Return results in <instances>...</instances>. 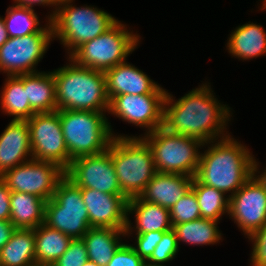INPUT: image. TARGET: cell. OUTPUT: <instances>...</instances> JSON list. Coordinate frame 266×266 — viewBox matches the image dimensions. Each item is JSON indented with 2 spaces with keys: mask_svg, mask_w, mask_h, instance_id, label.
<instances>
[{
  "mask_svg": "<svg viewBox=\"0 0 266 266\" xmlns=\"http://www.w3.org/2000/svg\"><path fill=\"white\" fill-rule=\"evenodd\" d=\"M209 84L202 83L178 100L167 91L163 128L174 134L196 138L203 143L230 136L226 127L231 120V108L217 100Z\"/></svg>",
  "mask_w": 266,
  "mask_h": 266,
  "instance_id": "obj_1",
  "label": "cell"
},
{
  "mask_svg": "<svg viewBox=\"0 0 266 266\" xmlns=\"http://www.w3.org/2000/svg\"><path fill=\"white\" fill-rule=\"evenodd\" d=\"M203 145L210 146L200 153L195 175L202 184L229 193L230 197L253 176L254 155L231 135Z\"/></svg>",
  "mask_w": 266,
  "mask_h": 266,
  "instance_id": "obj_2",
  "label": "cell"
},
{
  "mask_svg": "<svg viewBox=\"0 0 266 266\" xmlns=\"http://www.w3.org/2000/svg\"><path fill=\"white\" fill-rule=\"evenodd\" d=\"M69 63L53 70L57 110L108 112L106 76L103 71Z\"/></svg>",
  "mask_w": 266,
  "mask_h": 266,
  "instance_id": "obj_3",
  "label": "cell"
},
{
  "mask_svg": "<svg viewBox=\"0 0 266 266\" xmlns=\"http://www.w3.org/2000/svg\"><path fill=\"white\" fill-rule=\"evenodd\" d=\"M60 123L72 160L100 154L108 149L113 137H128L113 132L106 112L59 109Z\"/></svg>",
  "mask_w": 266,
  "mask_h": 266,
  "instance_id": "obj_4",
  "label": "cell"
},
{
  "mask_svg": "<svg viewBox=\"0 0 266 266\" xmlns=\"http://www.w3.org/2000/svg\"><path fill=\"white\" fill-rule=\"evenodd\" d=\"M73 1L58 3L51 20L53 40H60L67 48L68 56L85 42L105 33L118 21L104 10L88 5L76 7Z\"/></svg>",
  "mask_w": 266,
  "mask_h": 266,
  "instance_id": "obj_5",
  "label": "cell"
},
{
  "mask_svg": "<svg viewBox=\"0 0 266 266\" xmlns=\"http://www.w3.org/2000/svg\"><path fill=\"white\" fill-rule=\"evenodd\" d=\"M111 158L121 191L128 199L140 196L157 173L151 148L140 135L113 137Z\"/></svg>",
  "mask_w": 266,
  "mask_h": 266,
  "instance_id": "obj_6",
  "label": "cell"
},
{
  "mask_svg": "<svg viewBox=\"0 0 266 266\" xmlns=\"http://www.w3.org/2000/svg\"><path fill=\"white\" fill-rule=\"evenodd\" d=\"M140 36L117 21L105 33L79 46L70 56L76 64L105 72L117 64L126 62L137 48Z\"/></svg>",
  "mask_w": 266,
  "mask_h": 266,
  "instance_id": "obj_7",
  "label": "cell"
},
{
  "mask_svg": "<svg viewBox=\"0 0 266 266\" xmlns=\"http://www.w3.org/2000/svg\"><path fill=\"white\" fill-rule=\"evenodd\" d=\"M141 137L151 148L157 172L195 177L204 146L201 140L168 132L163 127Z\"/></svg>",
  "mask_w": 266,
  "mask_h": 266,
  "instance_id": "obj_8",
  "label": "cell"
},
{
  "mask_svg": "<svg viewBox=\"0 0 266 266\" xmlns=\"http://www.w3.org/2000/svg\"><path fill=\"white\" fill-rule=\"evenodd\" d=\"M44 224L72 239H81L91 228L81 188L64 176L53 197L45 203Z\"/></svg>",
  "mask_w": 266,
  "mask_h": 266,
  "instance_id": "obj_9",
  "label": "cell"
},
{
  "mask_svg": "<svg viewBox=\"0 0 266 266\" xmlns=\"http://www.w3.org/2000/svg\"><path fill=\"white\" fill-rule=\"evenodd\" d=\"M46 22L37 33L8 38L0 47V72L6 76L38 72L35 68L53 41L51 21Z\"/></svg>",
  "mask_w": 266,
  "mask_h": 266,
  "instance_id": "obj_10",
  "label": "cell"
},
{
  "mask_svg": "<svg viewBox=\"0 0 266 266\" xmlns=\"http://www.w3.org/2000/svg\"><path fill=\"white\" fill-rule=\"evenodd\" d=\"M27 123L33 159L55 163L66 171L69 167V153L59 112L35 113Z\"/></svg>",
  "mask_w": 266,
  "mask_h": 266,
  "instance_id": "obj_11",
  "label": "cell"
},
{
  "mask_svg": "<svg viewBox=\"0 0 266 266\" xmlns=\"http://www.w3.org/2000/svg\"><path fill=\"white\" fill-rule=\"evenodd\" d=\"M64 176L65 171L57 164L32 158L6 171L0 178L11 191L35 195L47 202Z\"/></svg>",
  "mask_w": 266,
  "mask_h": 266,
  "instance_id": "obj_12",
  "label": "cell"
},
{
  "mask_svg": "<svg viewBox=\"0 0 266 266\" xmlns=\"http://www.w3.org/2000/svg\"><path fill=\"white\" fill-rule=\"evenodd\" d=\"M165 96L166 93L117 95L109 101L108 114L146 128L144 134H147L163 127Z\"/></svg>",
  "mask_w": 266,
  "mask_h": 266,
  "instance_id": "obj_13",
  "label": "cell"
},
{
  "mask_svg": "<svg viewBox=\"0 0 266 266\" xmlns=\"http://www.w3.org/2000/svg\"><path fill=\"white\" fill-rule=\"evenodd\" d=\"M65 176L80 188L108 194H123L111 158V142L100 154L82 156L71 161Z\"/></svg>",
  "mask_w": 266,
  "mask_h": 266,
  "instance_id": "obj_14",
  "label": "cell"
},
{
  "mask_svg": "<svg viewBox=\"0 0 266 266\" xmlns=\"http://www.w3.org/2000/svg\"><path fill=\"white\" fill-rule=\"evenodd\" d=\"M229 216L247 238L266 224V189L254 175L230 196Z\"/></svg>",
  "mask_w": 266,
  "mask_h": 266,
  "instance_id": "obj_15",
  "label": "cell"
},
{
  "mask_svg": "<svg viewBox=\"0 0 266 266\" xmlns=\"http://www.w3.org/2000/svg\"><path fill=\"white\" fill-rule=\"evenodd\" d=\"M81 194L91 227L126 230L129 199L124 194H108L91 188H81Z\"/></svg>",
  "mask_w": 266,
  "mask_h": 266,
  "instance_id": "obj_16",
  "label": "cell"
},
{
  "mask_svg": "<svg viewBox=\"0 0 266 266\" xmlns=\"http://www.w3.org/2000/svg\"><path fill=\"white\" fill-rule=\"evenodd\" d=\"M106 93L109 101L117 95L167 93L166 89L150 79L145 72L127 61L106 70Z\"/></svg>",
  "mask_w": 266,
  "mask_h": 266,
  "instance_id": "obj_17",
  "label": "cell"
},
{
  "mask_svg": "<svg viewBox=\"0 0 266 266\" xmlns=\"http://www.w3.org/2000/svg\"><path fill=\"white\" fill-rule=\"evenodd\" d=\"M32 158L27 120H11L0 134V176Z\"/></svg>",
  "mask_w": 266,
  "mask_h": 266,
  "instance_id": "obj_18",
  "label": "cell"
},
{
  "mask_svg": "<svg viewBox=\"0 0 266 266\" xmlns=\"http://www.w3.org/2000/svg\"><path fill=\"white\" fill-rule=\"evenodd\" d=\"M193 178L183 174L157 172L139 197L170 210L191 189Z\"/></svg>",
  "mask_w": 266,
  "mask_h": 266,
  "instance_id": "obj_19",
  "label": "cell"
},
{
  "mask_svg": "<svg viewBox=\"0 0 266 266\" xmlns=\"http://www.w3.org/2000/svg\"><path fill=\"white\" fill-rule=\"evenodd\" d=\"M130 214L135 216V225L129 219ZM133 226V227H132ZM172 229L170 210L160 205L146 202L139 196L130 198L127 202L126 236L148 232H167Z\"/></svg>",
  "mask_w": 266,
  "mask_h": 266,
  "instance_id": "obj_20",
  "label": "cell"
},
{
  "mask_svg": "<svg viewBox=\"0 0 266 266\" xmlns=\"http://www.w3.org/2000/svg\"><path fill=\"white\" fill-rule=\"evenodd\" d=\"M262 25L248 22L232 30L226 48L239 60H251L266 55V31Z\"/></svg>",
  "mask_w": 266,
  "mask_h": 266,
  "instance_id": "obj_21",
  "label": "cell"
},
{
  "mask_svg": "<svg viewBox=\"0 0 266 266\" xmlns=\"http://www.w3.org/2000/svg\"><path fill=\"white\" fill-rule=\"evenodd\" d=\"M24 90L35 113L57 111L55 78L52 71L24 74Z\"/></svg>",
  "mask_w": 266,
  "mask_h": 266,
  "instance_id": "obj_22",
  "label": "cell"
},
{
  "mask_svg": "<svg viewBox=\"0 0 266 266\" xmlns=\"http://www.w3.org/2000/svg\"><path fill=\"white\" fill-rule=\"evenodd\" d=\"M122 236L126 237L125 230L91 227L82 237L88 259L98 266H107L115 252L124 243Z\"/></svg>",
  "mask_w": 266,
  "mask_h": 266,
  "instance_id": "obj_23",
  "label": "cell"
},
{
  "mask_svg": "<svg viewBox=\"0 0 266 266\" xmlns=\"http://www.w3.org/2000/svg\"><path fill=\"white\" fill-rule=\"evenodd\" d=\"M46 201L24 192L11 191L10 222L16 229H35L44 223Z\"/></svg>",
  "mask_w": 266,
  "mask_h": 266,
  "instance_id": "obj_24",
  "label": "cell"
},
{
  "mask_svg": "<svg viewBox=\"0 0 266 266\" xmlns=\"http://www.w3.org/2000/svg\"><path fill=\"white\" fill-rule=\"evenodd\" d=\"M34 229H15L0 250V266H35Z\"/></svg>",
  "mask_w": 266,
  "mask_h": 266,
  "instance_id": "obj_25",
  "label": "cell"
},
{
  "mask_svg": "<svg viewBox=\"0 0 266 266\" xmlns=\"http://www.w3.org/2000/svg\"><path fill=\"white\" fill-rule=\"evenodd\" d=\"M36 265L52 266L68 249L72 238L44 223L34 229Z\"/></svg>",
  "mask_w": 266,
  "mask_h": 266,
  "instance_id": "obj_26",
  "label": "cell"
},
{
  "mask_svg": "<svg viewBox=\"0 0 266 266\" xmlns=\"http://www.w3.org/2000/svg\"><path fill=\"white\" fill-rule=\"evenodd\" d=\"M6 77L0 94L2 112L14 116L12 120L30 119L35 112L31 109L24 90V74Z\"/></svg>",
  "mask_w": 266,
  "mask_h": 266,
  "instance_id": "obj_27",
  "label": "cell"
},
{
  "mask_svg": "<svg viewBox=\"0 0 266 266\" xmlns=\"http://www.w3.org/2000/svg\"><path fill=\"white\" fill-rule=\"evenodd\" d=\"M218 223L220 222L198 218L172 226V229L175 232L178 245L180 242H185V244L193 246H207L220 243V240L222 241L223 237Z\"/></svg>",
  "mask_w": 266,
  "mask_h": 266,
  "instance_id": "obj_28",
  "label": "cell"
},
{
  "mask_svg": "<svg viewBox=\"0 0 266 266\" xmlns=\"http://www.w3.org/2000/svg\"><path fill=\"white\" fill-rule=\"evenodd\" d=\"M191 189L195 192L201 212V218L220 221L222 215H229V195L202 184L196 177L193 178ZM228 196V197H227Z\"/></svg>",
  "mask_w": 266,
  "mask_h": 266,
  "instance_id": "obj_29",
  "label": "cell"
},
{
  "mask_svg": "<svg viewBox=\"0 0 266 266\" xmlns=\"http://www.w3.org/2000/svg\"><path fill=\"white\" fill-rule=\"evenodd\" d=\"M3 18L8 37H23L39 32L44 26L34 9L17 5L9 6Z\"/></svg>",
  "mask_w": 266,
  "mask_h": 266,
  "instance_id": "obj_30",
  "label": "cell"
},
{
  "mask_svg": "<svg viewBox=\"0 0 266 266\" xmlns=\"http://www.w3.org/2000/svg\"><path fill=\"white\" fill-rule=\"evenodd\" d=\"M201 218L200 208L195 192L190 189L182 198L170 209V219L172 226L180 223L193 221Z\"/></svg>",
  "mask_w": 266,
  "mask_h": 266,
  "instance_id": "obj_31",
  "label": "cell"
},
{
  "mask_svg": "<svg viewBox=\"0 0 266 266\" xmlns=\"http://www.w3.org/2000/svg\"><path fill=\"white\" fill-rule=\"evenodd\" d=\"M179 249L175 232L171 229L163 234L161 241L157 244L146 263L156 266H166L164 263L175 259Z\"/></svg>",
  "mask_w": 266,
  "mask_h": 266,
  "instance_id": "obj_32",
  "label": "cell"
},
{
  "mask_svg": "<svg viewBox=\"0 0 266 266\" xmlns=\"http://www.w3.org/2000/svg\"><path fill=\"white\" fill-rule=\"evenodd\" d=\"M89 260L83 239H72L68 249L52 266H83Z\"/></svg>",
  "mask_w": 266,
  "mask_h": 266,
  "instance_id": "obj_33",
  "label": "cell"
},
{
  "mask_svg": "<svg viewBox=\"0 0 266 266\" xmlns=\"http://www.w3.org/2000/svg\"><path fill=\"white\" fill-rule=\"evenodd\" d=\"M165 232H148L136 234L135 245L131 244L135 252L146 262L155 250L157 244L161 241Z\"/></svg>",
  "mask_w": 266,
  "mask_h": 266,
  "instance_id": "obj_34",
  "label": "cell"
},
{
  "mask_svg": "<svg viewBox=\"0 0 266 266\" xmlns=\"http://www.w3.org/2000/svg\"><path fill=\"white\" fill-rule=\"evenodd\" d=\"M145 263L131 244L124 242L115 252L107 266H143Z\"/></svg>",
  "mask_w": 266,
  "mask_h": 266,
  "instance_id": "obj_35",
  "label": "cell"
},
{
  "mask_svg": "<svg viewBox=\"0 0 266 266\" xmlns=\"http://www.w3.org/2000/svg\"><path fill=\"white\" fill-rule=\"evenodd\" d=\"M252 241L251 266L266 265V224L249 238Z\"/></svg>",
  "mask_w": 266,
  "mask_h": 266,
  "instance_id": "obj_36",
  "label": "cell"
},
{
  "mask_svg": "<svg viewBox=\"0 0 266 266\" xmlns=\"http://www.w3.org/2000/svg\"><path fill=\"white\" fill-rule=\"evenodd\" d=\"M10 196L11 190L0 178V220L10 221Z\"/></svg>",
  "mask_w": 266,
  "mask_h": 266,
  "instance_id": "obj_37",
  "label": "cell"
},
{
  "mask_svg": "<svg viewBox=\"0 0 266 266\" xmlns=\"http://www.w3.org/2000/svg\"><path fill=\"white\" fill-rule=\"evenodd\" d=\"M14 1V5H17V6H21V7H26V8H30V9H34L33 7L35 5H43V6H55L53 7V11L52 13H50L48 16H47V20L48 21H51L56 13V10H57V7H58V3L55 1V0H13Z\"/></svg>",
  "mask_w": 266,
  "mask_h": 266,
  "instance_id": "obj_38",
  "label": "cell"
},
{
  "mask_svg": "<svg viewBox=\"0 0 266 266\" xmlns=\"http://www.w3.org/2000/svg\"><path fill=\"white\" fill-rule=\"evenodd\" d=\"M15 229L10 221L0 220V250L9 241Z\"/></svg>",
  "mask_w": 266,
  "mask_h": 266,
  "instance_id": "obj_39",
  "label": "cell"
},
{
  "mask_svg": "<svg viewBox=\"0 0 266 266\" xmlns=\"http://www.w3.org/2000/svg\"><path fill=\"white\" fill-rule=\"evenodd\" d=\"M259 162L256 161V159L254 158L253 161V175L256 177V179L264 186V188L266 189V167L263 170V172L260 174L259 171ZM259 172V173H258ZM257 174V175H256ZM260 174V175H258Z\"/></svg>",
  "mask_w": 266,
  "mask_h": 266,
  "instance_id": "obj_40",
  "label": "cell"
},
{
  "mask_svg": "<svg viewBox=\"0 0 266 266\" xmlns=\"http://www.w3.org/2000/svg\"><path fill=\"white\" fill-rule=\"evenodd\" d=\"M8 38L5 22L3 18L0 17V47L8 40Z\"/></svg>",
  "mask_w": 266,
  "mask_h": 266,
  "instance_id": "obj_41",
  "label": "cell"
},
{
  "mask_svg": "<svg viewBox=\"0 0 266 266\" xmlns=\"http://www.w3.org/2000/svg\"><path fill=\"white\" fill-rule=\"evenodd\" d=\"M83 266H98L94 261L87 260Z\"/></svg>",
  "mask_w": 266,
  "mask_h": 266,
  "instance_id": "obj_42",
  "label": "cell"
},
{
  "mask_svg": "<svg viewBox=\"0 0 266 266\" xmlns=\"http://www.w3.org/2000/svg\"><path fill=\"white\" fill-rule=\"evenodd\" d=\"M265 9V10H264ZM260 10H264L266 11V0H262V7L260 8Z\"/></svg>",
  "mask_w": 266,
  "mask_h": 266,
  "instance_id": "obj_43",
  "label": "cell"
},
{
  "mask_svg": "<svg viewBox=\"0 0 266 266\" xmlns=\"http://www.w3.org/2000/svg\"><path fill=\"white\" fill-rule=\"evenodd\" d=\"M57 3H61V2H64V1H68V0H55Z\"/></svg>",
  "mask_w": 266,
  "mask_h": 266,
  "instance_id": "obj_44",
  "label": "cell"
},
{
  "mask_svg": "<svg viewBox=\"0 0 266 266\" xmlns=\"http://www.w3.org/2000/svg\"><path fill=\"white\" fill-rule=\"evenodd\" d=\"M143 266H156V265H151V264L145 263Z\"/></svg>",
  "mask_w": 266,
  "mask_h": 266,
  "instance_id": "obj_45",
  "label": "cell"
}]
</instances>
